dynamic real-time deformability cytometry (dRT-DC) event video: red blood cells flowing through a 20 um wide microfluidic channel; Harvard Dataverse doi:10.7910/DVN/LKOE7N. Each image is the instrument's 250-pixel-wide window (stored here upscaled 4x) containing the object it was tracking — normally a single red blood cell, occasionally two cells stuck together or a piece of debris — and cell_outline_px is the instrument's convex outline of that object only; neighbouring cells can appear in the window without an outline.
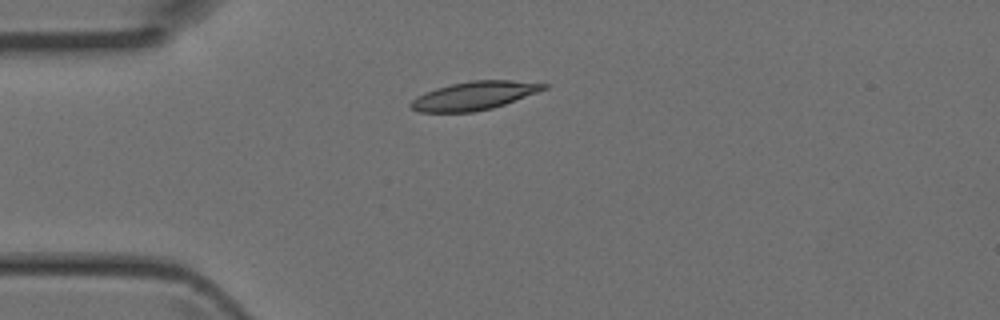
{"species": "Egyptian fruit bat (a non-hibernating species)", "species_latin": "Rousettus aegyptiacus", "temperature_condition": "room temperature", "stored_images_in_passage": 4, "camera_frame_rate_fps": 3000, "um_per_image_px": 0.085, "animal": {"sex": "female"}, "frame": {"image": 1, "passage_image": 4, "time_ms": 1.0, "image_size_px": [1000, 320], "cell_outline_px": [[552, 84], [548, 88], [504, 104], [492, 108], [472, 112], [420, 112], [412, 108], [408, 104], [412, 100], [424, 92], [436, 88], [452, 84], [472, 80], [512, 80]], "centroid_in_image_um": [40.32, 8.12], "position_along_channel_um": 44.7, "area_um2": 21.91}}